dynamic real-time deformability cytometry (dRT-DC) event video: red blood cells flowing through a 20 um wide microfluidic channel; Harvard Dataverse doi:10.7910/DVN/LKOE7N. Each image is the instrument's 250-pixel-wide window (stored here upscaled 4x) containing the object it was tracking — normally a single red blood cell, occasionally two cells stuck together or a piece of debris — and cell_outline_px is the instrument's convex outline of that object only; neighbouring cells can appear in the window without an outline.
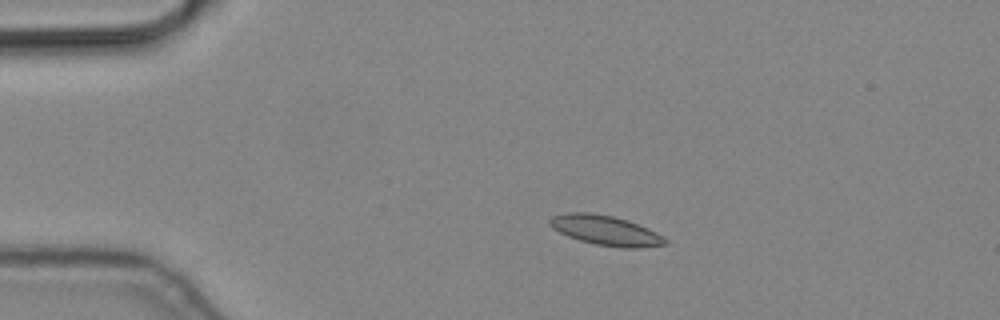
{"species": "common noctule bat (a hibernating species)", "species_latin": "Nyctalus noctula", "temperature_condition": "cold", "stored_images_in_passage": 6, "camera_frame_rate_fps": 3000, "um_per_image_px": 0.085, "animal": {"sex": "male", "body_mass_g": 19.2, "forearm_length_mm": 51.8}, "frame": {"image": 1, "passage_image": 3, "time_ms": 0.667, "image_size_px": [1000, 320], "cell_outline_px": [[668, 244], [640, 248], [620, 248], [596, 244], [580, 240], [568, 236], [552, 228], [548, 224], [548, 220], [552, 216], [568, 212], [588, 212], [612, 216], [628, 220], [648, 228], [664, 236], [668, 240]], "centroid_in_image_um": [51.5, 19.58], "position_along_channel_um": 33.5, "area_um2": 20.17}}
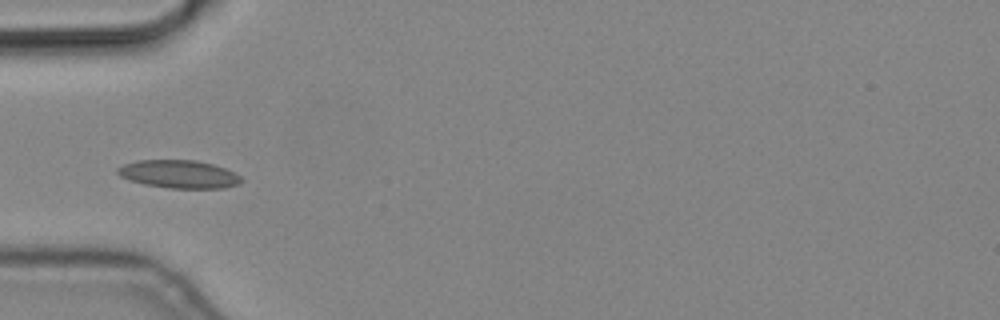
{"frame": {"image": 2, "passage_image": 5, "time_ms": 1.333, "image_size_px": [1000, 320], "cell_outline_px": [[244, 180], [240, 184], [224, 188], [168, 188], [144, 184], [128, 180], [120, 176], [116, 172], [116, 168], [124, 164], [136, 160], [196, 160], [212, 164], [224, 168], [240, 176]], "centroid_in_image_um": [15.19, 14.8], "position_along_channel_um": 69.8, "area_um2": 20.29}}
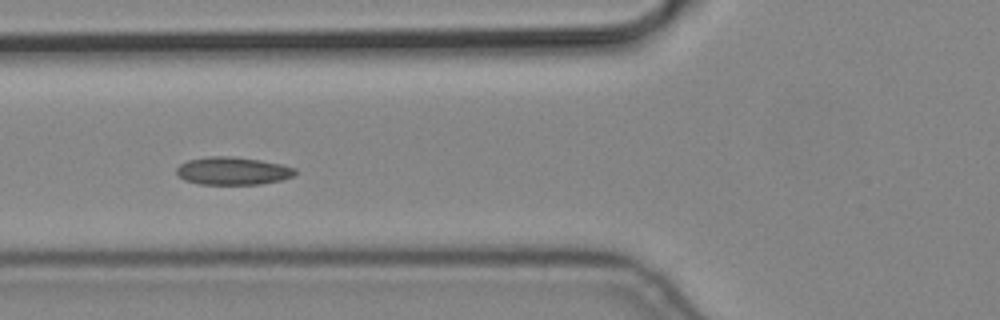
{"frame": {"image": 3, "passage_image": 6, "time_ms": 1.667, "image_size_px": [1000, 320], "cell_outline_px": [[296, 172], [292, 176], [280, 180], [260, 184], [200, 184], [184, 180], [176, 172], [176, 168], [180, 164], [188, 160], [208, 156], [228, 156], [260, 160], [280, 164], [296, 168]], "centroid_in_image_um": [19.76, 14.52], "position_along_channel_um": 106.0, "area_um2": 19.07}}